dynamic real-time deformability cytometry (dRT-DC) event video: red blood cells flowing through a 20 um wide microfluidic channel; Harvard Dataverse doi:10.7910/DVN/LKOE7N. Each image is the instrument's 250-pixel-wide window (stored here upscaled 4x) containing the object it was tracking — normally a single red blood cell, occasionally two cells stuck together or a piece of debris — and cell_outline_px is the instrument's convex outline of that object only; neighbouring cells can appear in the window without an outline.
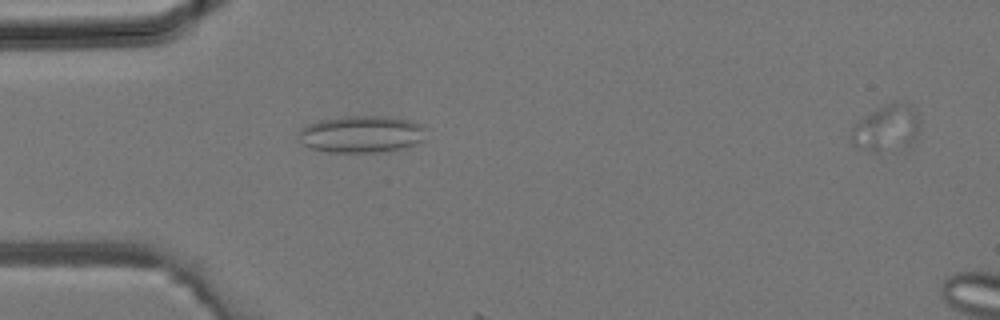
{"species": "common noctule bat (a hibernating species)", "species_latin": "Nyctalus noctula", "temperature_condition": "room temperature", "stored_images_in_passage": 7, "camera_frame_rate_fps": 3000, "um_per_image_px": 0.085, "animal": {"sex": "male", "body_mass_g": 19.2, "forearm_length_mm": 51.8}, "frame": {"image": 1, "passage_image": 6, "time_ms": 1.667, "image_size_px": [1000, 320], "cell_outline_px": [[424, 140], [420, 144], [404, 148], [376, 152], [328, 152], [312, 148], [304, 144], [300, 136], [300, 128], [308, 124], [320, 120], [344, 116], [384, 116], [408, 120], [424, 124]], "centroid_in_image_um": [30.78, 11.4], "position_along_channel_um": 54.2, "area_um2": 27.46}}